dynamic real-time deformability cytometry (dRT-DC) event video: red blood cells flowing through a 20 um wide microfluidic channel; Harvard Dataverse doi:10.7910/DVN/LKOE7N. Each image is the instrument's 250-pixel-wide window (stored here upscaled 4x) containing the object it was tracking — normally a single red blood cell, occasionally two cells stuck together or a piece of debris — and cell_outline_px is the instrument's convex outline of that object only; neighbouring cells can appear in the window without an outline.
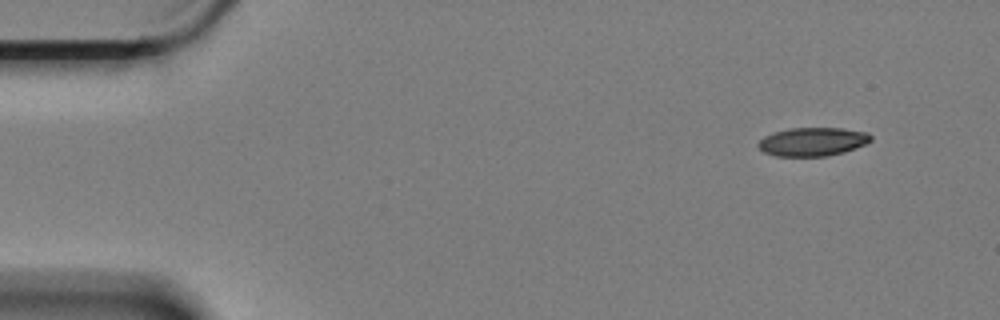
{"species": "Egyptian fruit bat (a non-hibernating species)", "species_latin": "Rousettus aegyptiacus", "temperature_condition": "cold", "stored_images_in_passage": 10, "camera_frame_rate_fps": 3000, "um_per_image_px": 0.085, "animal": {"sex": "female"}, "frame": {"image": 1, "passage_image": 1, "time_ms": 0.0, "image_size_px": [1000, 320], "cell_outline_px": [[872, 140], [864, 144], [844, 152], [828, 156], [776, 156], [764, 152], [756, 144], [764, 136], [772, 132], [792, 128], [840, 128], [868, 132], [872, 136]], "centroid_in_image_um": [69.06, 12.04], "position_along_channel_um": 15.9, "area_um2": 18.73}}
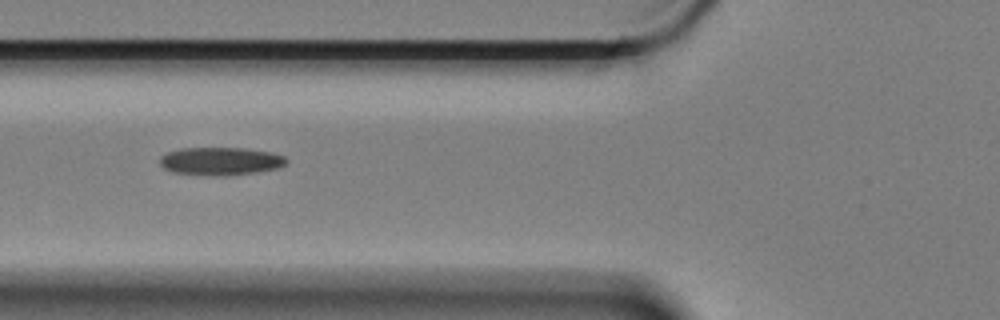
{"frame": {"image": 2, "passage_image": 6, "time_ms": 1.667, "image_size_px": [1000, 320], "cell_outline_px": [[288, 160], [280, 168], [256, 172], [224, 176], [220, 176], [172, 172], [164, 168], [160, 164], [160, 156], [168, 152], [180, 148], [248, 148], [272, 152], [284, 156]], "centroid_in_image_um": [18.77, 13.69], "position_along_channel_um": 107.0, "area_um2": 20.69}}
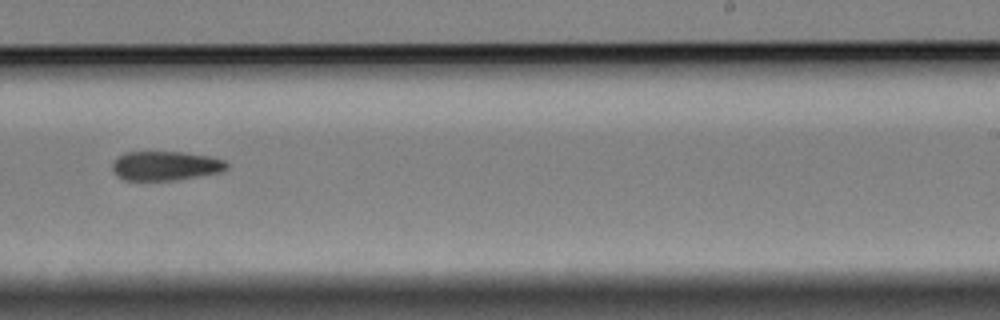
{"frame": {"image": 3, "passage_image": 10, "time_ms": 3.0, "image_size_px": [1000, 320], "cell_outline_px": [[228, 168], [220, 172], [200, 176], [176, 180], [124, 180], [116, 176], [112, 172], [112, 160], [116, 156], [124, 152], [184, 152], [212, 156], [224, 160], [228, 164]], "centroid_in_image_um": [14.03, 14.09], "position_along_channel_um": 275.0, "area_um2": 19.88}}